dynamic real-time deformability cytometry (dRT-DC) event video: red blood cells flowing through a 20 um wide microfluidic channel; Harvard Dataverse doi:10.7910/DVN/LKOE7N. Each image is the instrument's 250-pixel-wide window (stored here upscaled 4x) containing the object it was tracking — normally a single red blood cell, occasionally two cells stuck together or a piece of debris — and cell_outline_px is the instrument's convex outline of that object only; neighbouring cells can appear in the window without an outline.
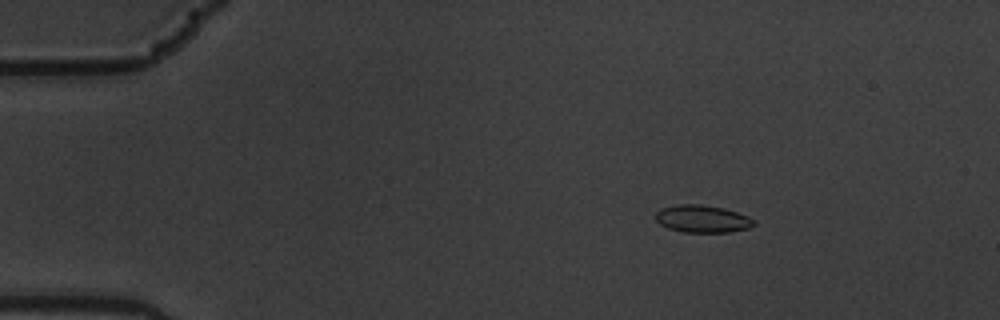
{"species": "common noctule bat (a hibernating species)", "species_latin": "Nyctalus noctula", "temperature_condition": "warm", "stored_images_in_passage": 9, "camera_frame_rate_fps": 3000, "um_per_image_px": 0.085, "animal": {"sex": "male", "body_mass_g": 19.5, "forearm_length_mm": 54.6}, "frame": {"image": 1, "passage_image": 2, "time_ms": 0.333, "image_size_px": [1000, 320], "cell_outline_px": [[756, 224], [748, 228], [728, 232], [684, 232], [668, 228], [660, 224], [656, 220], [656, 212], [660, 208], [676, 204], [700, 204], [724, 208], [748, 216], [756, 220]], "centroid_in_image_um": [59.7, 18.59], "position_along_channel_um": 25.3, "area_um2": 15.78}}
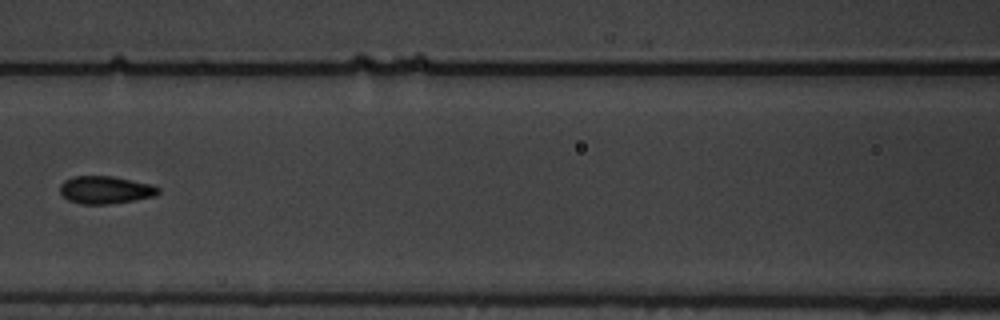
{"frame": {"image": 2, "passage_image": 7, "time_ms": 2.0, "image_size_px": [1000, 320], "cell_outline_px": [[160, 192], [156, 196], [108, 204], [80, 204], [68, 200], [60, 192], [60, 184], [64, 180], [72, 176], [112, 176], [152, 184], [160, 188]], "centroid_in_image_um": [8.95, 16.13], "position_along_channel_um": 157.6, "area_um2": 15.9}}
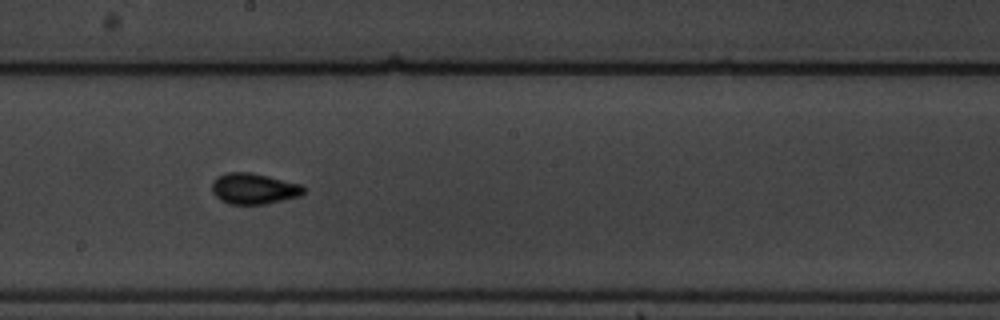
{"frame": {"image": 3, "passage_image": 9, "time_ms": 2.667, "image_size_px": [1000, 320], "cell_outline_px": [[304, 192], [300, 196], [264, 204], [232, 204], [220, 200], [212, 192], [212, 180], [216, 176], [228, 172], [252, 172], [304, 184]], "centroid_in_image_um": [21.58, 16.01], "position_along_channel_um": 226.6, "area_um2": 16.7}}